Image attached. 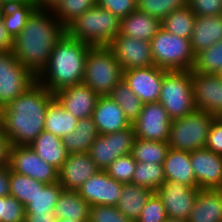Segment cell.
Listing matches in <instances>:
<instances>
[{"mask_svg": "<svg viewBox=\"0 0 222 222\" xmlns=\"http://www.w3.org/2000/svg\"><path fill=\"white\" fill-rule=\"evenodd\" d=\"M54 94L39 82L0 111V127L10 145L29 146L44 130L48 104Z\"/></svg>", "mask_w": 222, "mask_h": 222, "instance_id": "6da1fadb", "label": "cell"}, {"mask_svg": "<svg viewBox=\"0 0 222 222\" xmlns=\"http://www.w3.org/2000/svg\"><path fill=\"white\" fill-rule=\"evenodd\" d=\"M64 33L66 28L52 10L36 9L24 29L14 38L13 54L37 78Z\"/></svg>", "mask_w": 222, "mask_h": 222, "instance_id": "7a4b0ae2", "label": "cell"}, {"mask_svg": "<svg viewBox=\"0 0 222 222\" xmlns=\"http://www.w3.org/2000/svg\"><path fill=\"white\" fill-rule=\"evenodd\" d=\"M91 47L64 33L52 50L47 66L37 77V82L53 94L82 83L85 61Z\"/></svg>", "mask_w": 222, "mask_h": 222, "instance_id": "3957f363", "label": "cell"}, {"mask_svg": "<svg viewBox=\"0 0 222 222\" xmlns=\"http://www.w3.org/2000/svg\"><path fill=\"white\" fill-rule=\"evenodd\" d=\"M120 25L121 19L95 5L74 20L66 32L92 47L108 46L120 33Z\"/></svg>", "mask_w": 222, "mask_h": 222, "instance_id": "277c9868", "label": "cell"}, {"mask_svg": "<svg viewBox=\"0 0 222 222\" xmlns=\"http://www.w3.org/2000/svg\"><path fill=\"white\" fill-rule=\"evenodd\" d=\"M122 79V67L108 46H96L89 49L82 83L99 96H105L109 95Z\"/></svg>", "mask_w": 222, "mask_h": 222, "instance_id": "5b68a950", "label": "cell"}, {"mask_svg": "<svg viewBox=\"0 0 222 222\" xmlns=\"http://www.w3.org/2000/svg\"><path fill=\"white\" fill-rule=\"evenodd\" d=\"M150 43L155 66L167 71H192L195 54L190 39L168 33L161 27Z\"/></svg>", "mask_w": 222, "mask_h": 222, "instance_id": "8992f818", "label": "cell"}, {"mask_svg": "<svg viewBox=\"0 0 222 222\" xmlns=\"http://www.w3.org/2000/svg\"><path fill=\"white\" fill-rule=\"evenodd\" d=\"M214 119V116L202 110L173 119L168 140L170 148L186 152L205 148Z\"/></svg>", "mask_w": 222, "mask_h": 222, "instance_id": "52a82bcc", "label": "cell"}, {"mask_svg": "<svg viewBox=\"0 0 222 222\" xmlns=\"http://www.w3.org/2000/svg\"><path fill=\"white\" fill-rule=\"evenodd\" d=\"M158 102L172 120L195 111L191 71H167Z\"/></svg>", "mask_w": 222, "mask_h": 222, "instance_id": "ba28073f", "label": "cell"}, {"mask_svg": "<svg viewBox=\"0 0 222 222\" xmlns=\"http://www.w3.org/2000/svg\"><path fill=\"white\" fill-rule=\"evenodd\" d=\"M36 82L13 51H0V111Z\"/></svg>", "mask_w": 222, "mask_h": 222, "instance_id": "9c48e42d", "label": "cell"}, {"mask_svg": "<svg viewBox=\"0 0 222 222\" xmlns=\"http://www.w3.org/2000/svg\"><path fill=\"white\" fill-rule=\"evenodd\" d=\"M135 138L133 125L122 131L99 134L88 153L97 167L105 171L115 159L131 153Z\"/></svg>", "mask_w": 222, "mask_h": 222, "instance_id": "30bf717a", "label": "cell"}, {"mask_svg": "<svg viewBox=\"0 0 222 222\" xmlns=\"http://www.w3.org/2000/svg\"><path fill=\"white\" fill-rule=\"evenodd\" d=\"M10 169L45 184L58 182V170L40 158L30 146H10Z\"/></svg>", "mask_w": 222, "mask_h": 222, "instance_id": "8fae6325", "label": "cell"}, {"mask_svg": "<svg viewBox=\"0 0 222 222\" xmlns=\"http://www.w3.org/2000/svg\"><path fill=\"white\" fill-rule=\"evenodd\" d=\"M172 119L159 103H146L132 123L135 137L151 141H168Z\"/></svg>", "mask_w": 222, "mask_h": 222, "instance_id": "7c38bea8", "label": "cell"}, {"mask_svg": "<svg viewBox=\"0 0 222 222\" xmlns=\"http://www.w3.org/2000/svg\"><path fill=\"white\" fill-rule=\"evenodd\" d=\"M123 71L154 65L150 41L118 34L108 45Z\"/></svg>", "mask_w": 222, "mask_h": 222, "instance_id": "4fadbf2b", "label": "cell"}, {"mask_svg": "<svg viewBox=\"0 0 222 222\" xmlns=\"http://www.w3.org/2000/svg\"><path fill=\"white\" fill-rule=\"evenodd\" d=\"M191 78L196 110L217 116L222 111V78L220 75L192 70Z\"/></svg>", "mask_w": 222, "mask_h": 222, "instance_id": "5bb4252c", "label": "cell"}, {"mask_svg": "<svg viewBox=\"0 0 222 222\" xmlns=\"http://www.w3.org/2000/svg\"><path fill=\"white\" fill-rule=\"evenodd\" d=\"M199 190L197 187L165 181L155 193L165 206L168 217L188 220Z\"/></svg>", "mask_w": 222, "mask_h": 222, "instance_id": "9a60e30c", "label": "cell"}, {"mask_svg": "<svg viewBox=\"0 0 222 222\" xmlns=\"http://www.w3.org/2000/svg\"><path fill=\"white\" fill-rule=\"evenodd\" d=\"M166 72L167 70L155 65L147 68H132L123 71V80L144 104L155 103L159 101Z\"/></svg>", "mask_w": 222, "mask_h": 222, "instance_id": "2e32d148", "label": "cell"}, {"mask_svg": "<svg viewBox=\"0 0 222 222\" xmlns=\"http://www.w3.org/2000/svg\"><path fill=\"white\" fill-rule=\"evenodd\" d=\"M123 183L116 181L106 171L100 170L77 190L91 206H116L121 196Z\"/></svg>", "mask_w": 222, "mask_h": 222, "instance_id": "e0dca14e", "label": "cell"}, {"mask_svg": "<svg viewBox=\"0 0 222 222\" xmlns=\"http://www.w3.org/2000/svg\"><path fill=\"white\" fill-rule=\"evenodd\" d=\"M190 162L199 189H222V155L207 148L190 152Z\"/></svg>", "mask_w": 222, "mask_h": 222, "instance_id": "ac0fdd59", "label": "cell"}, {"mask_svg": "<svg viewBox=\"0 0 222 222\" xmlns=\"http://www.w3.org/2000/svg\"><path fill=\"white\" fill-rule=\"evenodd\" d=\"M100 171L87 153H70L58 170V182L64 190L77 191L85 181Z\"/></svg>", "mask_w": 222, "mask_h": 222, "instance_id": "d6986e66", "label": "cell"}, {"mask_svg": "<svg viewBox=\"0 0 222 222\" xmlns=\"http://www.w3.org/2000/svg\"><path fill=\"white\" fill-rule=\"evenodd\" d=\"M54 97L66 111L78 119H83L93 115L100 96L86 84L80 83L57 91Z\"/></svg>", "mask_w": 222, "mask_h": 222, "instance_id": "ffe728a7", "label": "cell"}, {"mask_svg": "<svg viewBox=\"0 0 222 222\" xmlns=\"http://www.w3.org/2000/svg\"><path fill=\"white\" fill-rule=\"evenodd\" d=\"M92 117L99 134L122 131L132 125L123 109L109 95L99 97Z\"/></svg>", "mask_w": 222, "mask_h": 222, "instance_id": "44dd1931", "label": "cell"}, {"mask_svg": "<svg viewBox=\"0 0 222 222\" xmlns=\"http://www.w3.org/2000/svg\"><path fill=\"white\" fill-rule=\"evenodd\" d=\"M188 222H222V189H200Z\"/></svg>", "mask_w": 222, "mask_h": 222, "instance_id": "7402d4cb", "label": "cell"}, {"mask_svg": "<svg viewBox=\"0 0 222 222\" xmlns=\"http://www.w3.org/2000/svg\"><path fill=\"white\" fill-rule=\"evenodd\" d=\"M219 41H222V14L197 16L190 38L193 53L196 55Z\"/></svg>", "mask_w": 222, "mask_h": 222, "instance_id": "603a6c76", "label": "cell"}, {"mask_svg": "<svg viewBox=\"0 0 222 222\" xmlns=\"http://www.w3.org/2000/svg\"><path fill=\"white\" fill-rule=\"evenodd\" d=\"M166 181L197 187L190 162V152L169 149L163 162Z\"/></svg>", "mask_w": 222, "mask_h": 222, "instance_id": "cb8c5ba5", "label": "cell"}, {"mask_svg": "<svg viewBox=\"0 0 222 222\" xmlns=\"http://www.w3.org/2000/svg\"><path fill=\"white\" fill-rule=\"evenodd\" d=\"M161 29V20L135 10L121 19L120 33L132 38L151 41L153 36Z\"/></svg>", "mask_w": 222, "mask_h": 222, "instance_id": "d4e9b609", "label": "cell"}, {"mask_svg": "<svg viewBox=\"0 0 222 222\" xmlns=\"http://www.w3.org/2000/svg\"><path fill=\"white\" fill-rule=\"evenodd\" d=\"M36 154L57 170L68 157V150L63 145L62 138L43 130L29 145Z\"/></svg>", "mask_w": 222, "mask_h": 222, "instance_id": "484cf974", "label": "cell"}, {"mask_svg": "<svg viewBox=\"0 0 222 222\" xmlns=\"http://www.w3.org/2000/svg\"><path fill=\"white\" fill-rule=\"evenodd\" d=\"M154 192L146 187L123 183L116 207L132 222H136L147 200Z\"/></svg>", "mask_w": 222, "mask_h": 222, "instance_id": "4316f807", "label": "cell"}, {"mask_svg": "<svg viewBox=\"0 0 222 222\" xmlns=\"http://www.w3.org/2000/svg\"><path fill=\"white\" fill-rule=\"evenodd\" d=\"M90 204L78 191L63 190L54 208L55 218L88 222Z\"/></svg>", "mask_w": 222, "mask_h": 222, "instance_id": "83f0119b", "label": "cell"}, {"mask_svg": "<svg viewBox=\"0 0 222 222\" xmlns=\"http://www.w3.org/2000/svg\"><path fill=\"white\" fill-rule=\"evenodd\" d=\"M99 133L93 117L78 119L75 130L62 138L68 153H87Z\"/></svg>", "mask_w": 222, "mask_h": 222, "instance_id": "f1b7e54d", "label": "cell"}, {"mask_svg": "<svg viewBox=\"0 0 222 222\" xmlns=\"http://www.w3.org/2000/svg\"><path fill=\"white\" fill-rule=\"evenodd\" d=\"M78 124V118L66 111L54 98L47 107L44 130L60 138L71 134Z\"/></svg>", "mask_w": 222, "mask_h": 222, "instance_id": "f546056e", "label": "cell"}, {"mask_svg": "<svg viewBox=\"0 0 222 222\" xmlns=\"http://www.w3.org/2000/svg\"><path fill=\"white\" fill-rule=\"evenodd\" d=\"M64 188L59 182L45 184L36 181V194L31 202L25 207V214H43L54 212L58 198Z\"/></svg>", "mask_w": 222, "mask_h": 222, "instance_id": "4dcf8cb0", "label": "cell"}, {"mask_svg": "<svg viewBox=\"0 0 222 222\" xmlns=\"http://www.w3.org/2000/svg\"><path fill=\"white\" fill-rule=\"evenodd\" d=\"M196 15L191 8L186 5L175 11H172L161 21V27L173 35L190 39L196 20Z\"/></svg>", "mask_w": 222, "mask_h": 222, "instance_id": "1f68e13d", "label": "cell"}, {"mask_svg": "<svg viewBox=\"0 0 222 222\" xmlns=\"http://www.w3.org/2000/svg\"><path fill=\"white\" fill-rule=\"evenodd\" d=\"M37 9L35 2L7 5L1 14L8 33L14 39L26 26L28 18Z\"/></svg>", "mask_w": 222, "mask_h": 222, "instance_id": "d6a6232c", "label": "cell"}, {"mask_svg": "<svg viewBox=\"0 0 222 222\" xmlns=\"http://www.w3.org/2000/svg\"><path fill=\"white\" fill-rule=\"evenodd\" d=\"M170 149L168 141H151L135 138L131 154L136 162L163 163Z\"/></svg>", "mask_w": 222, "mask_h": 222, "instance_id": "836d02e7", "label": "cell"}, {"mask_svg": "<svg viewBox=\"0 0 222 222\" xmlns=\"http://www.w3.org/2000/svg\"><path fill=\"white\" fill-rule=\"evenodd\" d=\"M109 96L123 109L125 117L132 124L140 114L144 103L134 94L125 80H121Z\"/></svg>", "mask_w": 222, "mask_h": 222, "instance_id": "e575fe53", "label": "cell"}, {"mask_svg": "<svg viewBox=\"0 0 222 222\" xmlns=\"http://www.w3.org/2000/svg\"><path fill=\"white\" fill-rule=\"evenodd\" d=\"M166 181L164 174L163 163H139L136 164V169L132 178V184L146 187L155 192Z\"/></svg>", "mask_w": 222, "mask_h": 222, "instance_id": "d590c367", "label": "cell"}, {"mask_svg": "<svg viewBox=\"0 0 222 222\" xmlns=\"http://www.w3.org/2000/svg\"><path fill=\"white\" fill-rule=\"evenodd\" d=\"M95 5H97V0H61L52 12L67 28L80 15Z\"/></svg>", "mask_w": 222, "mask_h": 222, "instance_id": "8d00e7d4", "label": "cell"}, {"mask_svg": "<svg viewBox=\"0 0 222 222\" xmlns=\"http://www.w3.org/2000/svg\"><path fill=\"white\" fill-rule=\"evenodd\" d=\"M192 70L199 73L219 74L222 70V41L197 53Z\"/></svg>", "mask_w": 222, "mask_h": 222, "instance_id": "74e56055", "label": "cell"}, {"mask_svg": "<svg viewBox=\"0 0 222 222\" xmlns=\"http://www.w3.org/2000/svg\"><path fill=\"white\" fill-rule=\"evenodd\" d=\"M188 4V0H136L137 10L156 17L161 21L172 11Z\"/></svg>", "mask_w": 222, "mask_h": 222, "instance_id": "f35d334b", "label": "cell"}, {"mask_svg": "<svg viewBox=\"0 0 222 222\" xmlns=\"http://www.w3.org/2000/svg\"><path fill=\"white\" fill-rule=\"evenodd\" d=\"M36 194V180L10 169V195L26 207Z\"/></svg>", "mask_w": 222, "mask_h": 222, "instance_id": "ab89813d", "label": "cell"}, {"mask_svg": "<svg viewBox=\"0 0 222 222\" xmlns=\"http://www.w3.org/2000/svg\"><path fill=\"white\" fill-rule=\"evenodd\" d=\"M136 164V160L130 153L115 159L105 171L116 181L131 183Z\"/></svg>", "mask_w": 222, "mask_h": 222, "instance_id": "60d3db41", "label": "cell"}, {"mask_svg": "<svg viewBox=\"0 0 222 222\" xmlns=\"http://www.w3.org/2000/svg\"><path fill=\"white\" fill-rule=\"evenodd\" d=\"M167 218L165 206L154 192L147 200L136 222H165Z\"/></svg>", "mask_w": 222, "mask_h": 222, "instance_id": "b9f144b4", "label": "cell"}, {"mask_svg": "<svg viewBox=\"0 0 222 222\" xmlns=\"http://www.w3.org/2000/svg\"><path fill=\"white\" fill-rule=\"evenodd\" d=\"M88 222H132L116 206H90Z\"/></svg>", "mask_w": 222, "mask_h": 222, "instance_id": "7bdbcfd3", "label": "cell"}, {"mask_svg": "<svg viewBox=\"0 0 222 222\" xmlns=\"http://www.w3.org/2000/svg\"><path fill=\"white\" fill-rule=\"evenodd\" d=\"M2 222H25V207L16 197L4 196Z\"/></svg>", "mask_w": 222, "mask_h": 222, "instance_id": "ee69618b", "label": "cell"}, {"mask_svg": "<svg viewBox=\"0 0 222 222\" xmlns=\"http://www.w3.org/2000/svg\"><path fill=\"white\" fill-rule=\"evenodd\" d=\"M97 5L123 19L136 8V0H97Z\"/></svg>", "mask_w": 222, "mask_h": 222, "instance_id": "f6af8a7d", "label": "cell"}, {"mask_svg": "<svg viewBox=\"0 0 222 222\" xmlns=\"http://www.w3.org/2000/svg\"><path fill=\"white\" fill-rule=\"evenodd\" d=\"M196 16H216L222 14V0H188L187 4Z\"/></svg>", "mask_w": 222, "mask_h": 222, "instance_id": "bcb514c9", "label": "cell"}, {"mask_svg": "<svg viewBox=\"0 0 222 222\" xmlns=\"http://www.w3.org/2000/svg\"><path fill=\"white\" fill-rule=\"evenodd\" d=\"M205 148L222 155V124L216 119L211 124Z\"/></svg>", "mask_w": 222, "mask_h": 222, "instance_id": "7dc6e473", "label": "cell"}, {"mask_svg": "<svg viewBox=\"0 0 222 222\" xmlns=\"http://www.w3.org/2000/svg\"><path fill=\"white\" fill-rule=\"evenodd\" d=\"M14 39L8 33L2 17L0 16V51H12Z\"/></svg>", "mask_w": 222, "mask_h": 222, "instance_id": "c3c4849f", "label": "cell"}, {"mask_svg": "<svg viewBox=\"0 0 222 222\" xmlns=\"http://www.w3.org/2000/svg\"><path fill=\"white\" fill-rule=\"evenodd\" d=\"M10 195V167L0 166V197Z\"/></svg>", "mask_w": 222, "mask_h": 222, "instance_id": "681fc988", "label": "cell"}, {"mask_svg": "<svg viewBox=\"0 0 222 222\" xmlns=\"http://www.w3.org/2000/svg\"><path fill=\"white\" fill-rule=\"evenodd\" d=\"M10 146L7 136L0 127V166L8 165Z\"/></svg>", "mask_w": 222, "mask_h": 222, "instance_id": "f907efd6", "label": "cell"}, {"mask_svg": "<svg viewBox=\"0 0 222 222\" xmlns=\"http://www.w3.org/2000/svg\"><path fill=\"white\" fill-rule=\"evenodd\" d=\"M54 212L43 214H25V222H55Z\"/></svg>", "mask_w": 222, "mask_h": 222, "instance_id": "816d5d0a", "label": "cell"}, {"mask_svg": "<svg viewBox=\"0 0 222 222\" xmlns=\"http://www.w3.org/2000/svg\"><path fill=\"white\" fill-rule=\"evenodd\" d=\"M61 0H34L37 9L53 10Z\"/></svg>", "mask_w": 222, "mask_h": 222, "instance_id": "f5cc1de1", "label": "cell"}, {"mask_svg": "<svg viewBox=\"0 0 222 222\" xmlns=\"http://www.w3.org/2000/svg\"><path fill=\"white\" fill-rule=\"evenodd\" d=\"M2 5L5 7L7 5L21 4L26 2H34V0H0Z\"/></svg>", "mask_w": 222, "mask_h": 222, "instance_id": "db71d44e", "label": "cell"}, {"mask_svg": "<svg viewBox=\"0 0 222 222\" xmlns=\"http://www.w3.org/2000/svg\"><path fill=\"white\" fill-rule=\"evenodd\" d=\"M3 210H4V196L0 197V222H2Z\"/></svg>", "mask_w": 222, "mask_h": 222, "instance_id": "11a10c76", "label": "cell"}, {"mask_svg": "<svg viewBox=\"0 0 222 222\" xmlns=\"http://www.w3.org/2000/svg\"><path fill=\"white\" fill-rule=\"evenodd\" d=\"M165 222H188L186 219L168 217Z\"/></svg>", "mask_w": 222, "mask_h": 222, "instance_id": "9f6ffc18", "label": "cell"}, {"mask_svg": "<svg viewBox=\"0 0 222 222\" xmlns=\"http://www.w3.org/2000/svg\"><path fill=\"white\" fill-rule=\"evenodd\" d=\"M55 222H81V221H74L72 219H64V218H56Z\"/></svg>", "mask_w": 222, "mask_h": 222, "instance_id": "6f0895ef", "label": "cell"}, {"mask_svg": "<svg viewBox=\"0 0 222 222\" xmlns=\"http://www.w3.org/2000/svg\"><path fill=\"white\" fill-rule=\"evenodd\" d=\"M215 119L222 124V111L217 115L215 116Z\"/></svg>", "mask_w": 222, "mask_h": 222, "instance_id": "680465c9", "label": "cell"}, {"mask_svg": "<svg viewBox=\"0 0 222 222\" xmlns=\"http://www.w3.org/2000/svg\"><path fill=\"white\" fill-rule=\"evenodd\" d=\"M3 9H4V6L2 5V2L0 1V16H1L2 12H3Z\"/></svg>", "mask_w": 222, "mask_h": 222, "instance_id": "91938a15", "label": "cell"}, {"mask_svg": "<svg viewBox=\"0 0 222 222\" xmlns=\"http://www.w3.org/2000/svg\"><path fill=\"white\" fill-rule=\"evenodd\" d=\"M220 77L222 78V70L219 72Z\"/></svg>", "mask_w": 222, "mask_h": 222, "instance_id": "94428289", "label": "cell"}]
</instances>
